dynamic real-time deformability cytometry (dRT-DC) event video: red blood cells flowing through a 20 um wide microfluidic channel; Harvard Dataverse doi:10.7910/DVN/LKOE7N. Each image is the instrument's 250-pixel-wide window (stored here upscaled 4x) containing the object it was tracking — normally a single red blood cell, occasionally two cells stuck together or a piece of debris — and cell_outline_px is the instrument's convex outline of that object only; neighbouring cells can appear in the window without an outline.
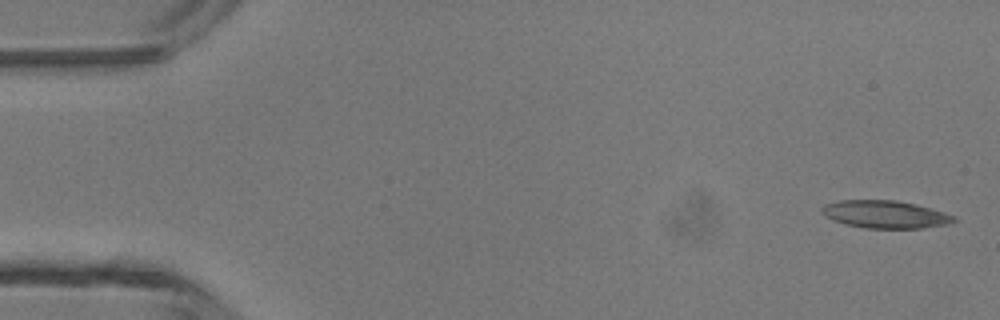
{"species": "common noctule bat (a hibernating species)", "species_latin": "Nyctalus noctula", "temperature_condition": "room temperature", "stored_images_in_passage": 5, "camera_frame_rate_fps": 3000, "um_per_image_px": 0.085, "animal": {"sex": "male", "body_mass_g": 13.3}, "frame": {"image": 1, "passage_image": 1, "time_ms": 0.0, "image_size_px": [1000, 320], "cell_outline_px": [[956, 220], [948, 224], [924, 228], [864, 228], [844, 224], [832, 220], [820, 208], [824, 204], [840, 200], [896, 200], [916, 204], [944, 212], [956, 216]], "centroid_in_image_um": [75.26, 18.22], "position_along_channel_um": 9.7, "area_um2": 21.27}}
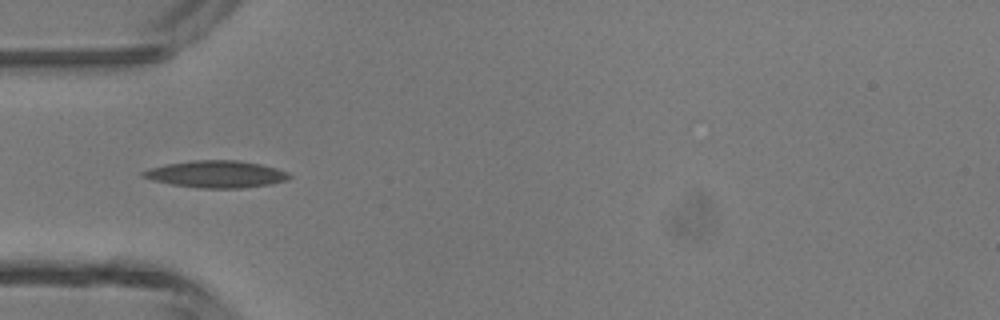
{"frame": {"image": 2, "passage_image": 4, "time_ms": 1.0, "image_size_px": [1000, 320], "cell_outline_px": [[292, 176], [288, 180], [272, 184], [244, 188], [200, 188], [172, 184], [152, 180], [140, 176], [140, 172], [148, 168], [164, 164], [192, 160], [236, 160], [260, 164], [276, 168], [288, 172]], "centroid_in_image_um": [18.37, 14.8], "position_along_channel_um": 66.6, "area_um2": 23.24}}
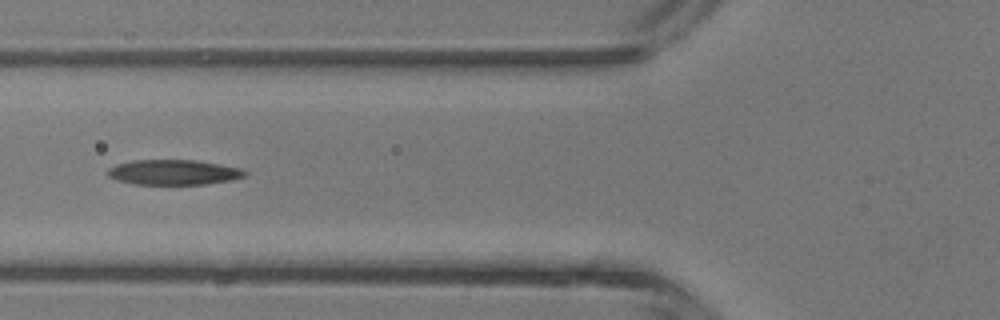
{"frame": {"image": 3, "passage_image": 5, "time_ms": 1.333, "image_size_px": [1000, 320], "cell_outline_px": [[248, 172], [244, 176], [232, 180], [208, 184], [136, 184], [116, 180], [108, 176], [108, 168], [116, 164], [132, 160], [196, 160], [220, 164], [240, 168]], "centroid_in_image_um": [14.76, 14.64], "position_along_channel_um": 111.0, "area_um2": 20.11}}